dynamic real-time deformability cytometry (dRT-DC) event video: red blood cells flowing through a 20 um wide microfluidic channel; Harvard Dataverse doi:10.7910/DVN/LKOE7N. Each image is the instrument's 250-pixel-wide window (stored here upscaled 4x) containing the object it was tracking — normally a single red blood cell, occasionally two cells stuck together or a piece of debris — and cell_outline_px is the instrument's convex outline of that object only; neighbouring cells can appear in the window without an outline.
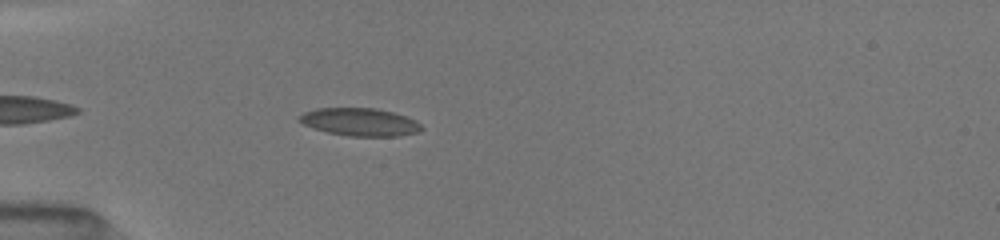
{"species": "common noctule bat (a hibernating species)", "species_latin": "Nyctalus noctula", "temperature_condition": "room temperature", "stored_images_in_passage": 8, "camera_frame_rate_fps": 3000, "um_per_image_px": 0.085, "animal": {"sex": "female", "body_mass_g": 19.5, "forearm_length_mm": 54.1}, "frame": {"image": 1, "passage_image": 6, "time_ms": 5.0, "image_size_px": [1000, 240], "cell_outline_px": [[424, 128], [420, 132], [396, 136], [348, 136], [328, 132], [312, 128], [304, 124], [296, 116], [304, 112], [316, 108], [376, 108], [392, 112], [416, 120]], "centroid_in_image_um": [30.59, 10.37], "position_along_channel_um": 54.4, "area_um2": 19.83}}
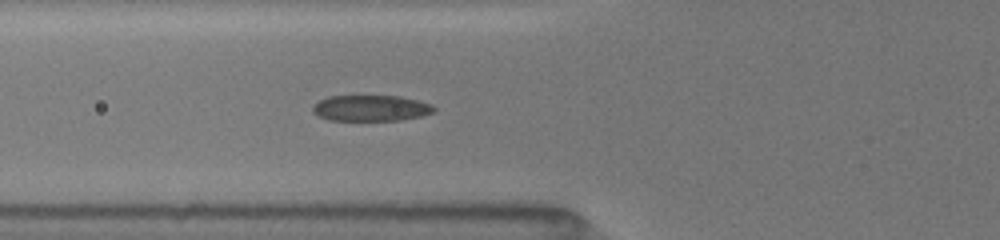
{"frame": {"image": 2, "passage_image": 8, "time_ms": 6.333, "image_size_px": [1000, 240], "cell_outline_px": [[436, 108], [432, 112], [420, 116], [400, 120], [328, 120], [312, 112], [312, 104], [328, 96], [400, 96], [432, 104]], "centroid_in_image_um": [31.49, 9.18], "position_along_channel_um": 94.3, "area_um2": 18.26}}